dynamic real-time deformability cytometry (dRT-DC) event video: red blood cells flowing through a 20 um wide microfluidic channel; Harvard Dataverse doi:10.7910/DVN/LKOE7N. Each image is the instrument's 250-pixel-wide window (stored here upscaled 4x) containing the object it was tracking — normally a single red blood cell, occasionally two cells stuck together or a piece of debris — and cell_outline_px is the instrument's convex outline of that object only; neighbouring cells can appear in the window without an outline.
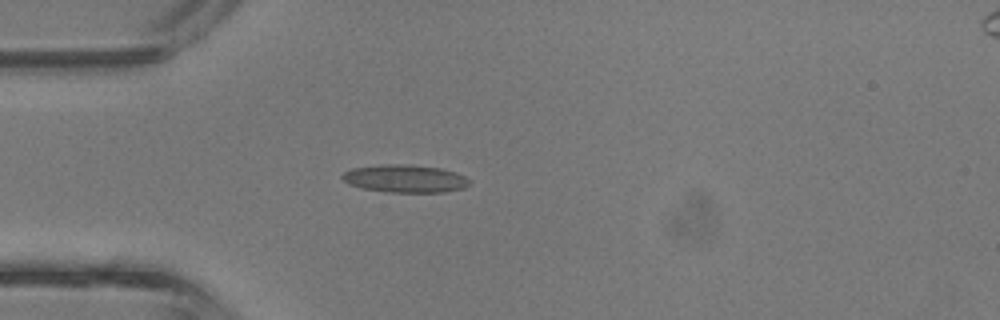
{"species": "common noctule bat (a hibernating species)", "species_latin": "Nyctalus noctula", "temperature_condition": "room temperature", "stored_images_in_passage": 2, "camera_frame_rate_fps": 3000, "um_per_image_px": 0.085, "animal": {"sex": "male", "body_mass_g": 13.3}, "frame": {"image": 1, "passage_image": 2, "time_ms": 0.333, "image_size_px": [1000, 320], "cell_outline_px": [[468, 184], [464, 188], [444, 192], [388, 192], [360, 188], [348, 184], [340, 176], [344, 172], [352, 168], [380, 164], [412, 164], [440, 168], [456, 172], [464, 176], [468, 180]], "centroid_in_image_um": [34.39, 15.17], "position_along_channel_um": 50.6, "area_um2": 20.69}}